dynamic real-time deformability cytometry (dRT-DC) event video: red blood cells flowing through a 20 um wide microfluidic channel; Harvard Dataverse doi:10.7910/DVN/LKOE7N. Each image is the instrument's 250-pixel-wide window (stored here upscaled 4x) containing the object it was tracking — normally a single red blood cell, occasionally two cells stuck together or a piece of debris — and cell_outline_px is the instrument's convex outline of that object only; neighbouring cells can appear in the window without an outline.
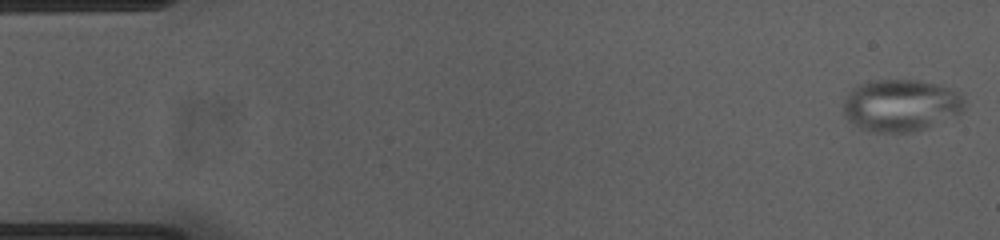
{"species": "common noctule bat (a hibernating species)", "species_latin": "Nyctalus noctula", "temperature_condition": "cold", "stored_images_in_passage": 53, "camera_frame_rate_fps": 3000, "um_per_image_px": 0.085, "animal": {"sex": "female", "body_mass_g": 23.0, "forearm_length_mm": 53.4}, "frame": {"image": 1, "passage_image": 1, "time_ms": 0.0, "image_size_px": [1000, 240], "cell_outline_px": [[964, 104], [960, 112], [924, 128], [912, 132], [868, 132], [860, 128], [848, 120], [844, 116], [844, 100], [848, 92], [856, 84], [872, 80], [920, 80], [936, 84], [948, 88], [956, 92], [964, 100]], "centroid_in_image_um": [76.48, 8.94], "position_along_channel_um": 8.5, "area_um2": 36.47}}
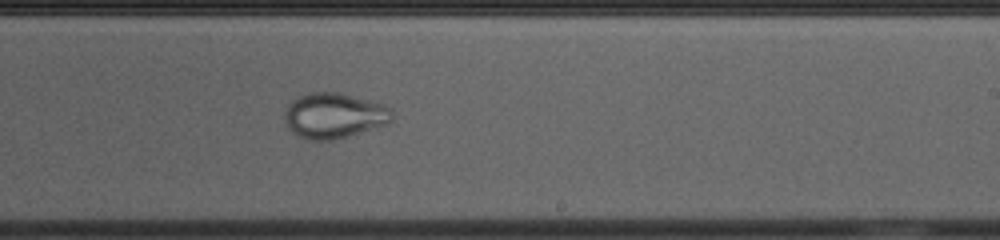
{"frame": {"image": 2, "passage_image": 32, "time_ms": 10.333, "image_size_px": [1000, 240], "cell_outline_px": [[392, 120], [388, 124], [344, 136], [328, 140], [308, 140], [292, 132], [288, 128], [284, 120], [284, 112], [288, 104], [292, 100], [300, 96], [312, 92], [340, 92], [384, 104], [392, 112]], "centroid_in_image_um": [28.37, 9.81], "position_along_channel_um": 260.6, "area_um2": 28.21}}
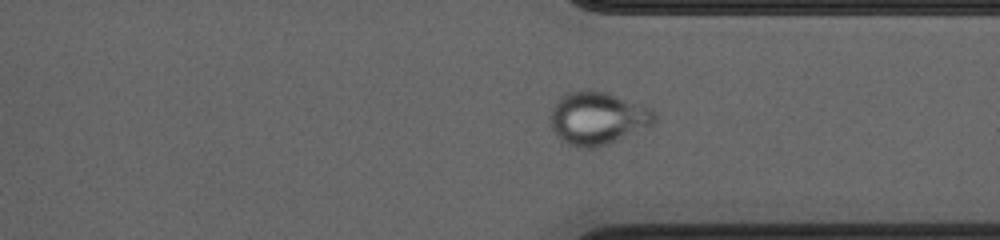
{"frame": {"image": 3, "passage_image": 40, "time_ms": 13.0, "image_size_px": [1000, 240], "cell_outline_px": [[656, 120], [652, 124], [596, 148], [576, 148], [568, 144], [556, 136], [548, 120], [548, 116], [552, 108], [560, 96], [584, 88], [592, 88], [644, 104], [652, 108], [656, 116]], "centroid_in_image_um": [50.74, 10.02], "position_along_channel_um": 360.7, "area_um2": 32.31}}